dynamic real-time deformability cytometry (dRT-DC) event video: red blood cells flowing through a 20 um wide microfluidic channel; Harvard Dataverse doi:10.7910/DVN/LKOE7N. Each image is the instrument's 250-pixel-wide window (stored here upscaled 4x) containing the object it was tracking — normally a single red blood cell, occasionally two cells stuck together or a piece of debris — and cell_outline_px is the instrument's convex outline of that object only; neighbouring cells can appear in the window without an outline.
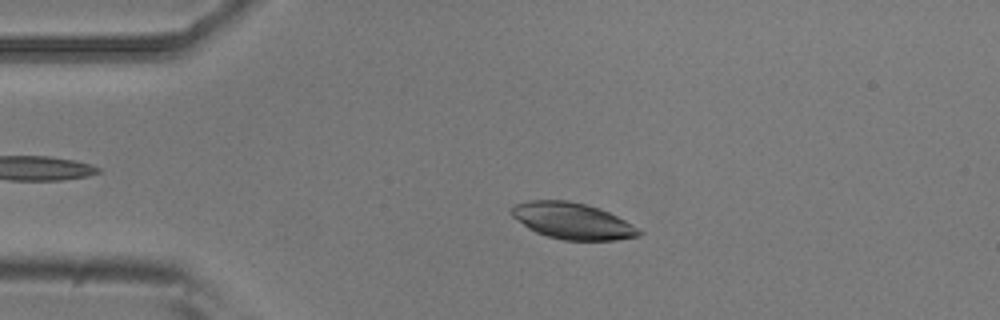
{"species": "common noctule bat (a hibernating species)", "species_latin": "Nyctalus noctula", "temperature_condition": "room temperature", "stored_images_in_passage": 3, "camera_frame_rate_fps": 3000, "um_per_image_px": 0.085, "animal": {"sex": "male", "body_mass_g": 20.5, "forearm_length_mm": 52.5}, "frame": {"image": 1, "passage_image": 2, "time_ms": 0.333, "image_size_px": [1000, 320], "cell_outline_px": [[644, 232], [640, 236], [616, 240], [564, 240], [548, 236], [536, 232], [528, 228], [512, 216], [512, 208], [516, 204], [532, 200], [568, 200], [600, 208], [632, 224]], "centroid_in_image_um": [48.69, 18.78], "position_along_channel_um": 36.3, "area_um2": 26.76}}